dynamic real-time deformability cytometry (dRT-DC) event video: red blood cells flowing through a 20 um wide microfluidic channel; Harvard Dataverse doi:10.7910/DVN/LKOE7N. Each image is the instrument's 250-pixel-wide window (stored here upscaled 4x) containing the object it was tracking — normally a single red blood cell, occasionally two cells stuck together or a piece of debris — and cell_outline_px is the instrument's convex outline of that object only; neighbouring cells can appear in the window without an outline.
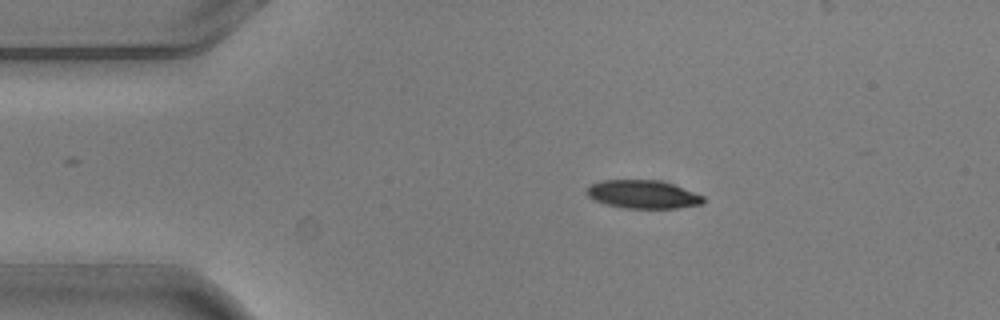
{"species": "common noctule bat (a hibernating species)", "species_latin": "Nyctalus noctula", "temperature_condition": "warm", "stored_images_in_passage": 4, "camera_frame_rate_fps": 3000, "um_per_image_px": 0.085, "animal": {"sex": "male", "body_mass_g": 20.5, "forearm_length_mm": 52.5}, "frame": {"image": 1, "passage_image": 1, "time_ms": 0.0, "image_size_px": [1000, 320], "cell_outline_px": [[704, 204], [676, 208], [624, 208], [608, 204], [596, 200], [588, 196], [584, 192], [592, 184], [604, 180], [660, 180], [672, 184], [704, 196]], "centroid_in_image_um": [54.67, 16.52], "position_along_channel_um": 30.3, "area_um2": 19.02}}
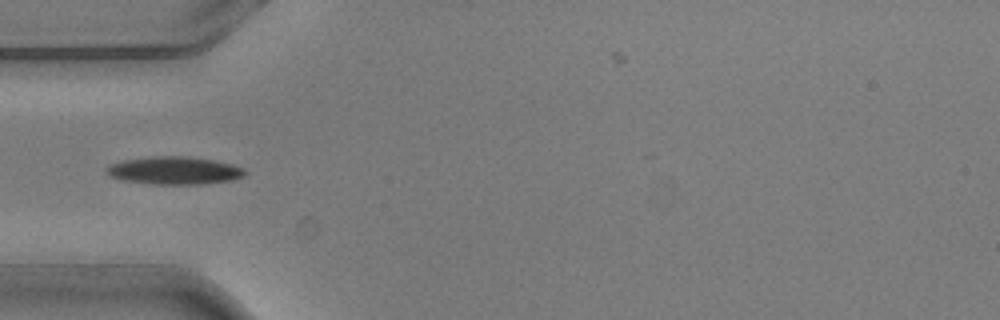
{"frame": {"image": 2, "passage_image": 3, "time_ms": 0.667, "image_size_px": [1000, 320], "cell_outline_px": [[248, 172], [244, 176], [232, 180], [204, 184], [152, 184], [120, 180], [108, 176], [104, 168], [108, 164], [124, 160], [152, 156], [188, 156], [212, 160], [232, 164], [244, 168]], "centroid_in_image_um": [14.78, 14.5], "position_along_channel_um": 70.2, "area_um2": 22.72}}